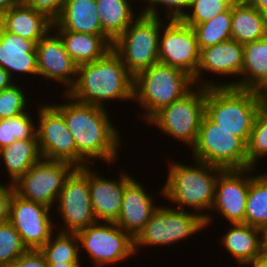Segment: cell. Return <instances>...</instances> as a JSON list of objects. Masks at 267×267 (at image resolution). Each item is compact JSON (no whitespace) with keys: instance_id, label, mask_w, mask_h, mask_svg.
Returning <instances> with one entry per match:
<instances>
[{"instance_id":"cell-1","label":"cell","mask_w":267,"mask_h":267,"mask_svg":"<svg viewBox=\"0 0 267 267\" xmlns=\"http://www.w3.org/2000/svg\"><path fill=\"white\" fill-rule=\"evenodd\" d=\"M52 106L63 116L74 137L76 168L86 166L88 158L104 159L108 163L115 160L120 142L119 133L110 123L104 107L78 101Z\"/></svg>"},{"instance_id":"cell-2","label":"cell","mask_w":267,"mask_h":267,"mask_svg":"<svg viewBox=\"0 0 267 267\" xmlns=\"http://www.w3.org/2000/svg\"><path fill=\"white\" fill-rule=\"evenodd\" d=\"M77 74L64 94L72 100L104 107V100L133 99V76L113 49L94 62L78 65Z\"/></svg>"},{"instance_id":"cell-3","label":"cell","mask_w":267,"mask_h":267,"mask_svg":"<svg viewBox=\"0 0 267 267\" xmlns=\"http://www.w3.org/2000/svg\"><path fill=\"white\" fill-rule=\"evenodd\" d=\"M259 114L254 89L207 87L205 115L214 123L242 138L246 143Z\"/></svg>"},{"instance_id":"cell-4","label":"cell","mask_w":267,"mask_h":267,"mask_svg":"<svg viewBox=\"0 0 267 267\" xmlns=\"http://www.w3.org/2000/svg\"><path fill=\"white\" fill-rule=\"evenodd\" d=\"M191 84H195L192 76L182 69L156 63L133 77V99L147 111L145 118L149 121L163 107L187 94Z\"/></svg>"},{"instance_id":"cell-5","label":"cell","mask_w":267,"mask_h":267,"mask_svg":"<svg viewBox=\"0 0 267 267\" xmlns=\"http://www.w3.org/2000/svg\"><path fill=\"white\" fill-rule=\"evenodd\" d=\"M196 162L200 167L184 166L181 163L170 165L168 179L161 193L179 204L177 209L184 210L185 205L192 206L195 210L213 206L216 182L224 169L199 160Z\"/></svg>"},{"instance_id":"cell-6","label":"cell","mask_w":267,"mask_h":267,"mask_svg":"<svg viewBox=\"0 0 267 267\" xmlns=\"http://www.w3.org/2000/svg\"><path fill=\"white\" fill-rule=\"evenodd\" d=\"M161 22V23H160ZM162 20L139 14L130 26L112 43L128 72L134 77L159 63V36Z\"/></svg>"},{"instance_id":"cell-7","label":"cell","mask_w":267,"mask_h":267,"mask_svg":"<svg viewBox=\"0 0 267 267\" xmlns=\"http://www.w3.org/2000/svg\"><path fill=\"white\" fill-rule=\"evenodd\" d=\"M195 160L227 169L248 168L247 143L204 115L193 145Z\"/></svg>"},{"instance_id":"cell-8","label":"cell","mask_w":267,"mask_h":267,"mask_svg":"<svg viewBox=\"0 0 267 267\" xmlns=\"http://www.w3.org/2000/svg\"><path fill=\"white\" fill-rule=\"evenodd\" d=\"M210 215L192 214L184 210L158 207L134 239V251L139 245H165L188 237L208 225Z\"/></svg>"},{"instance_id":"cell-9","label":"cell","mask_w":267,"mask_h":267,"mask_svg":"<svg viewBox=\"0 0 267 267\" xmlns=\"http://www.w3.org/2000/svg\"><path fill=\"white\" fill-rule=\"evenodd\" d=\"M198 87L199 91L194 92L191 89L180 99L163 107L148 122L159 126L165 133L193 147L205 115L207 87Z\"/></svg>"},{"instance_id":"cell-10","label":"cell","mask_w":267,"mask_h":267,"mask_svg":"<svg viewBox=\"0 0 267 267\" xmlns=\"http://www.w3.org/2000/svg\"><path fill=\"white\" fill-rule=\"evenodd\" d=\"M74 169L70 163L41 158L12 184L14 192L24 199L51 208Z\"/></svg>"},{"instance_id":"cell-11","label":"cell","mask_w":267,"mask_h":267,"mask_svg":"<svg viewBox=\"0 0 267 267\" xmlns=\"http://www.w3.org/2000/svg\"><path fill=\"white\" fill-rule=\"evenodd\" d=\"M89 165L75 168L66 178L58 196V210L68 230L61 233H77L96 222L89 188Z\"/></svg>"},{"instance_id":"cell-12","label":"cell","mask_w":267,"mask_h":267,"mask_svg":"<svg viewBox=\"0 0 267 267\" xmlns=\"http://www.w3.org/2000/svg\"><path fill=\"white\" fill-rule=\"evenodd\" d=\"M100 225L98 221L76 233L90 258L99 266L124 260L134 252V240L115 222ZM101 264V265H100Z\"/></svg>"},{"instance_id":"cell-13","label":"cell","mask_w":267,"mask_h":267,"mask_svg":"<svg viewBox=\"0 0 267 267\" xmlns=\"http://www.w3.org/2000/svg\"><path fill=\"white\" fill-rule=\"evenodd\" d=\"M50 209L13 192L9 204V222L28 250H40L51 238L54 227L48 215Z\"/></svg>"},{"instance_id":"cell-14","label":"cell","mask_w":267,"mask_h":267,"mask_svg":"<svg viewBox=\"0 0 267 267\" xmlns=\"http://www.w3.org/2000/svg\"><path fill=\"white\" fill-rule=\"evenodd\" d=\"M169 21L159 36V63L180 68L193 77L200 54L195 31L181 20Z\"/></svg>"},{"instance_id":"cell-15","label":"cell","mask_w":267,"mask_h":267,"mask_svg":"<svg viewBox=\"0 0 267 267\" xmlns=\"http://www.w3.org/2000/svg\"><path fill=\"white\" fill-rule=\"evenodd\" d=\"M38 113L36 136L42 158L67 162L76 168V144L63 116L51 105L42 106Z\"/></svg>"},{"instance_id":"cell-16","label":"cell","mask_w":267,"mask_h":267,"mask_svg":"<svg viewBox=\"0 0 267 267\" xmlns=\"http://www.w3.org/2000/svg\"><path fill=\"white\" fill-rule=\"evenodd\" d=\"M245 169L223 170L217 179L215 198L212 208H216L231 224L245 222V210L249 192L250 177L243 174L253 170Z\"/></svg>"},{"instance_id":"cell-17","label":"cell","mask_w":267,"mask_h":267,"mask_svg":"<svg viewBox=\"0 0 267 267\" xmlns=\"http://www.w3.org/2000/svg\"><path fill=\"white\" fill-rule=\"evenodd\" d=\"M36 59L38 75L64 83L69 89L73 86L75 79L71 75L77 74L78 65L66 52L58 35H46L37 42Z\"/></svg>"},{"instance_id":"cell-18","label":"cell","mask_w":267,"mask_h":267,"mask_svg":"<svg viewBox=\"0 0 267 267\" xmlns=\"http://www.w3.org/2000/svg\"><path fill=\"white\" fill-rule=\"evenodd\" d=\"M151 199L143 186L133 178L124 187L122 207L115 223L133 240L158 208L153 205Z\"/></svg>"},{"instance_id":"cell-19","label":"cell","mask_w":267,"mask_h":267,"mask_svg":"<svg viewBox=\"0 0 267 267\" xmlns=\"http://www.w3.org/2000/svg\"><path fill=\"white\" fill-rule=\"evenodd\" d=\"M93 173L89 169L90 198L96 221L116 222L122 207L124 187L132 177L121 174L119 181H113Z\"/></svg>"},{"instance_id":"cell-20","label":"cell","mask_w":267,"mask_h":267,"mask_svg":"<svg viewBox=\"0 0 267 267\" xmlns=\"http://www.w3.org/2000/svg\"><path fill=\"white\" fill-rule=\"evenodd\" d=\"M36 45L35 41L12 34L0 25V67L11 78L17 71L37 75Z\"/></svg>"},{"instance_id":"cell-21","label":"cell","mask_w":267,"mask_h":267,"mask_svg":"<svg viewBox=\"0 0 267 267\" xmlns=\"http://www.w3.org/2000/svg\"><path fill=\"white\" fill-rule=\"evenodd\" d=\"M243 65V44L230 39L214 46L200 49L199 64L192 77L196 85L202 70L218 74H241Z\"/></svg>"},{"instance_id":"cell-22","label":"cell","mask_w":267,"mask_h":267,"mask_svg":"<svg viewBox=\"0 0 267 267\" xmlns=\"http://www.w3.org/2000/svg\"><path fill=\"white\" fill-rule=\"evenodd\" d=\"M0 25L12 34L37 43L49 35L48 31L53 27V21L22 1L3 14Z\"/></svg>"},{"instance_id":"cell-23","label":"cell","mask_w":267,"mask_h":267,"mask_svg":"<svg viewBox=\"0 0 267 267\" xmlns=\"http://www.w3.org/2000/svg\"><path fill=\"white\" fill-rule=\"evenodd\" d=\"M103 35L96 0H67L53 28Z\"/></svg>"},{"instance_id":"cell-24","label":"cell","mask_w":267,"mask_h":267,"mask_svg":"<svg viewBox=\"0 0 267 267\" xmlns=\"http://www.w3.org/2000/svg\"><path fill=\"white\" fill-rule=\"evenodd\" d=\"M241 74L245 77L239 82L214 85L202 84L205 87H236L241 89H257L267 85V36L257 41L243 44V65Z\"/></svg>"},{"instance_id":"cell-25","label":"cell","mask_w":267,"mask_h":267,"mask_svg":"<svg viewBox=\"0 0 267 267\" xmlns=\"http://www.w3.org/2000/svg\"><path fill=\"white\" fill-rule=\"evenodd\" d=\"M231 39L245 44L267 36V14L258 11L244 0L231 5Z\"/></svg>"},{"instance_id":"cell-26","label":"cell","mask_w":267,"mask_h":267,"mask_svg":"<svg viewBox=\"0 0 267 267\" xmlns=\"http://www.w3.org/2000/svg\"><path fill=\"white\" fill-rule=\"evenodd\" d=\"M66 52L77 64L94 62L112 49V43L104 35L57 30Z\"/></svg>"},{"instance_id":"cell-27","label":"cell","mask_w":267,"mask_h":267,"mask_svg":"<svg viewBox=\"0 0 267 267\" xmlns=\"http://www.w3.org/2000/svg\"><path fill=\"white\" fill-rule=\"evenodd\" d=\"M222 243L240 264H247L260 256L259 228L247 224H232Z\"/></svg>"},{"instance_id":"cell-28","label":"cell","mask_w":267,"mask_h":267,"mask_svg":"<svg viewBox=\"0 0 267 267\" xmlns=\"http://www.w3.org/2000/svg\"><path fill=\"white\" fill-rule=\"evenodd\" d=\"M103 35L113 43L135 16L127 0H96Z\"/></svg>"},{"instance_id":"cell-29","label":"cell","mask_w":267,"mask_h":267,"mask_svg":"<svg viewBox=\"0 0 267 267\" xmlns=\"http://www.w3.org/2000/svg\"><path fill=\"white\" fill-rule=\"evenodd\" d=\"M0 157L3 158L12 184L42 158L37 139L16 140L0 149Z\"/></svg>"},{"instance_id":"cell-30","label":"cell","mask_w":267,"mask_h":267,"mask_svg":"<svg viewBox=\"0 0 267 267\" xmlns=\"http://www.w3.org/2000/svg\"><path fill=\"white\" fill-rule=\"evenodd\" d=\"M243 224L256 228L267 225V175L250 177Z\"/></svg>"},{"instance_id":"cell-31","label":"cell","mask_w":267,"mask_h":267,"mask_svg":"<svg viewBox=\"0 0 267 267\" xmlns=\"http://www.w3.org/2000/svg\"><path fill=\"white\" fill-rule=\"evenodd\" d=\"M231 26V7L210 21L195 24L192 28L197 36L199 50L230 40Z\"/></svg>"},{"instance_id":"cell-32","label":"cell","mask_w":267,"mask_h":267,"mask_svg":"<svg viewBox=\"0 0 267 267\" xmlns=\"http://www.w3.org/2000/svg\"><path fill=\"white\" fill-rule=\"evenodd\" d=\"M40 249L48 264L79 263V240L76 233H58ZM53 241V242H52Z\"/></svg>"},{"instance_id":"cell-33","label":"cell","mask_w":267,"mask_h":267,"mask_svg":"<svg viewBox=\"0 0 267 267\" xmlns=\"http://www.w3.org/2000/svg\"><path fill=\"white\" fill-rule=\"evenodd\" d=\"M28 114L0 120V149L16 140L37 139L36 128Z\"/></svg>"},{"instance_id":"cell-34","label":"cell","mask_w":267,"mask_h":267,"mask_svg":"<svg viewBox=\"0 0 267 267\" xmlns=\"http://www.w3.org/2000/svg\"><path fill=\"white\" fill-rule=\"evenodd\" d=\"M27 251L21 236L12 224L9 221L0 224V267H9Z\"/></svg>"},{"instance_id":"cell-35","label":"cell","mask_w":267,"mask_h":267,"mask_svg":"<svg viewBox=\"0 0 267 267\" xmlns=\"http://www.w3.org/2000/svg\"><path fill=\"white\" fill-rule=\"evenodd\" d=\"M235 0H192V13L184 14L180 19L190 27L210 21L215 16L227 11Z\"/></svg>"},{"instance_id":"cell-36","label":"cell","mask_w":267,"mask_h":267,"mask_svg":"<svg viewBox=\"0 0 267 267\" xmlns=\"http://www.w3.org/2000/svg\"><path fill=\"white\" fill-rule=\"evenodd\" d=\"M267 155V120L257 115L247 141L248 168L254 167L259 157Z\"/></svg>"},{"instance_id":"cell-37","label":"cell","mask_w":267,"mask_h":267,"mask_svg":"<svg viewBox=\"0 0 267 267\" xmlns=\"http://www.w3.org/2000/svg\"><path fill=\"white\" fill-rule=\"evenodd\" d=\"M26 98L21 88L14 83L0 92V120L19 116L26 107Z\"/></svg>"},{"instance_id":"cell-38","label":"cell","mask_w":267,"mask_h":267,"mask_svg":"<svg viewBox=\"0 0 267 267\" xmlns=\"http://www.w3.org/2000/svg\"><path fill=\"white\" fill-rule=\"evenodd\" d=\"M149 4L146 9L141 12V14L150 16V17H158V12H156L155 5L164 4L169 13L167 18L170 20H180L182 16L185 14L183 8H190L192 0H146Z\"/></svg>"},{"instance_id":"cell-39","label":"cell","mask_w":267,"mask_h":267,"mask_svg":"<svg viewBox=\"0 0 267 267\" xmlns=\"http://www.w3.org/2000/svg\"><path fill=\"white\" fill-rule=\"evenodd\" d=\"M27 6L46 15L53 22L61 13L67 0H22Z\"/></svg>"},{"instance_id":"cell-40","label":"cell","mask_w":267,"mask_h":267,"mask_svg":"<svg viewBox=\"0 0 267 267\" xmlns=\"http://www.w3.org/2000/svg\"><path fill=\"white\" fill-rule=\"evenodd\" d=\"M9 267H48V263L40 250H28Z\"/></svg>"},{"instance_id":"cell-41","label":"cell","mask_w":267,"mask_h":267,"mask_svg":"<svg viewBox=\"0 0 267 267\" xmlns=\"http://www.w3.org/2000/svg\"><path fill=\"white\" fill-rule=\"evenodd\" d=\"M13 192L12 184L8 187L0 185V224L9 221V204Z\"/></svg>"},{"instance_id":"cell-42","label":"cell","mask_w":267,"mask_h":267,"mask_svg":"<svg viewBox=\"0 0 267 267\" xmlns=\"http://www.w3.org/2000/svg\"><path fill=\"white\" fill-rule=\"evenodd\" d=\"M256 98L259 106V114L267 120V86L255 89Z\"/></svg>"},{"instance_id":"cell-43","label":"cell","mask_w":267,"mask_h":267,"mask_svg":"<svg viewBox=\"0 0 267 267\" xmlns=\"http://www.w3.org/2000/svg\"><path fill=\"white\" fill-rule=\"evenodd\" d=\"M259 233L262 238L260 240V256L267 258V225L259 228Z\"/></svg>"},{"instance_id":"cell-44","label":"cell","mask_w":267,"mask_h":267,"mask_svg":"<svg viewBox=\"0 0 267 267\" xmlns=\"http://www.w3.org/2000/svg\"><path fill=\"white\" fill-rule=\"evenodd\" d=\"M11 79L12 78L9 73L5 71L2 67H0V92L13 84Z\"/></svg>"},{"instance_id":"cell-45","label":"cell","mask_w":267,"mask_h":267,"mask_svg":"<svg viewBox=\"0 0 267 267\" xmlns=\"http://www.w3.org/2000/svg\"><path fill=\"white\" fill-rule=\"evenodd\" d=\"M21 2L22 0H0V19L4 13Z\"/></svg>"},{"instance_id":"cell-46","label":"cell","mask_w":267,"mask_h":267,"mask_svg":"<svg viewBox=\"0 0 267 267\" xmlns=\"http://www.w3.org/2000/svg\"><path fill=\"white\" fill-rule=\"evenodd\" d=\"M258 11L267 14V0H244Z\"/></svg>"},{"instance_id":"cell-47","label":"cell","mask_w":267,"mask_h":267,"mask_svg":"<svg viewBox=\"0 0 267 267\" xmlns=\"http://www.w3.org/2000/svg\"><path fill=\"white\" fill-rule=\"evenodd\" d=\"M247 264H253L252 267H267V258L259 256Z\"/></svg>"},{"instance_id":"cell-48","label":"cell","mask_w":267,"mask_h":267,"mask_svg":"<svg viewBox=\"0 0 267 267\" xmlns=\"http://www.w3.org/2000/svg\"><path fill=\"white\" fill-rule=\"evenodd\" d=\"M79 263H57V264H48V267H80Z\"/></svg>"}]
</instances>
